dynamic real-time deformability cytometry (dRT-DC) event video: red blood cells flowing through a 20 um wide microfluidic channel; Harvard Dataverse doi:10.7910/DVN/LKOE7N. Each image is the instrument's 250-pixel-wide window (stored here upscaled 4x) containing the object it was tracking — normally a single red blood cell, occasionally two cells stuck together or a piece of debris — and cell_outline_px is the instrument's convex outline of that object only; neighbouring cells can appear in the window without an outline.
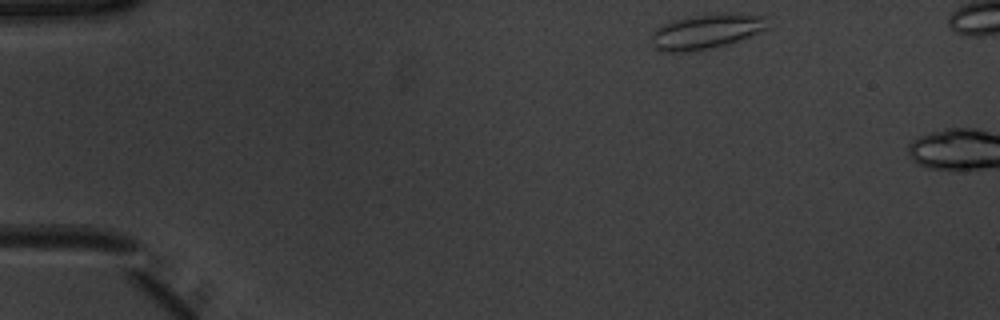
{"species": "common noctule bat (a hibernating species)", "species_latin": "Nyctalus noctula", "temperature_condition": "warm", "stored_images_in_passage": 4, "camera_frame_rate_fps": 3000, "um_per_image_px": 0.085, "animal": {"sex": "male", "body_mass_g": 20.1, "forearm_length_mm": 53.5}, "frame": {"image": 1, "passage_image": 1, "time_ms": 0.0, "image_size_px": [1000, 320], "cell_outline_px": [[768, 28], [728, 44], [708, 48], [684, 52], [660, 52], [652, 44], [652, 32], [660, 24], [688, 16], [724, 12], [764, 16]], "centroid_in_image_um": [59.97, 2.66], "position_along_channel_um": 25.0, "area_um2": 23.52}}